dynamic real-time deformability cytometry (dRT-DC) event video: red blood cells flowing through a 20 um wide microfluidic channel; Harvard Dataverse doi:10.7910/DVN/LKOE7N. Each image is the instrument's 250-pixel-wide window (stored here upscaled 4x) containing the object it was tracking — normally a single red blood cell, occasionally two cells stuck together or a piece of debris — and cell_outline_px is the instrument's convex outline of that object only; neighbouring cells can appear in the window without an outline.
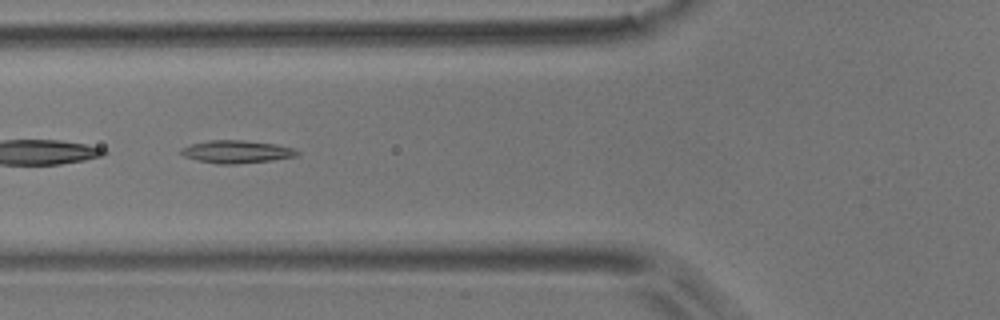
{"species": "common noctule bat (a hibernating species)", "species_latin": "Nyctalus noctula", "temperature_condition": "room temperature", "stored_images_in_passage": 9, "camera_frame_rate_fps": 3000, "um_per_image_px": 0.085, "animal": {"sex": "male", "body_mass_g": 17.9}, "frame": {"image": 1, "passage_image": 7, "time_ms": 2.0, "image_size_px": [1000, 320], "cell_outline_px": [[300, 156], [272, 160], [236, 164], [216, 164], [196, 160], [184, 156], [180, 152], [180, 148], [192, 144], [208, 140], [240, 140], [276, 144], [292, 148], [300, 152]], "centroid_in_image_um": [20.11, 12.9], "position_along_channel_um": 105.7, "area_um2": 15.43}}